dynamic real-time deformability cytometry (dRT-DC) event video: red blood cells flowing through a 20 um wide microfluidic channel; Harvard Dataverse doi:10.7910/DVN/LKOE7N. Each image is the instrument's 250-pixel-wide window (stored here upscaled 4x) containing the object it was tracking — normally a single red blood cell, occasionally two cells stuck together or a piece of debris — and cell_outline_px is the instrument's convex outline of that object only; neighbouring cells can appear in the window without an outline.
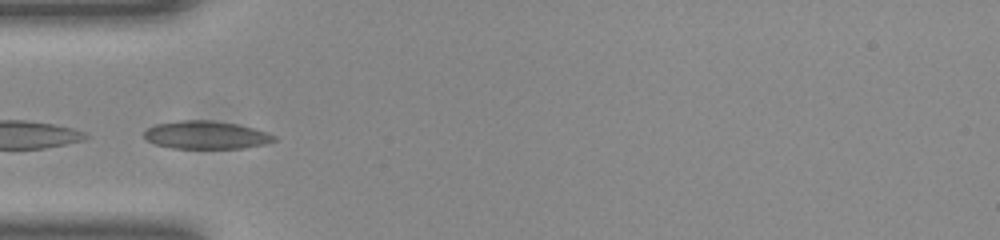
{"species": "common noctule bat (a hibernating species)", "species_latin": "Nyctalus noctula", "temperature_condition": "room temperature", "stored_images_in_passage": 20, "camera_frame_rate_fps": 3000, "um_per_image_px": 0.085, "animal": {"sex": "female", "body_mass_g": 23.0, "forearm_length_mm": 53.4}, "frame": {"image": 1, "passage_image": 1, "time_ms": 0.0, "image_size_px": [1000, 240], "cell_outline_px": [[276, 140], [264, 144], [240, 148], [172, 148], [156, 144], [148, 140], [144, 136], [144, 132], [148, 128], [156, 124], [180, 120], [212, 120], [236, 124], [268, 132], [276, 136]], "centroid_in_image_um": [17.52, 11.47], "position_along_channel_um": 67.5, "area_um2": 20.98}}
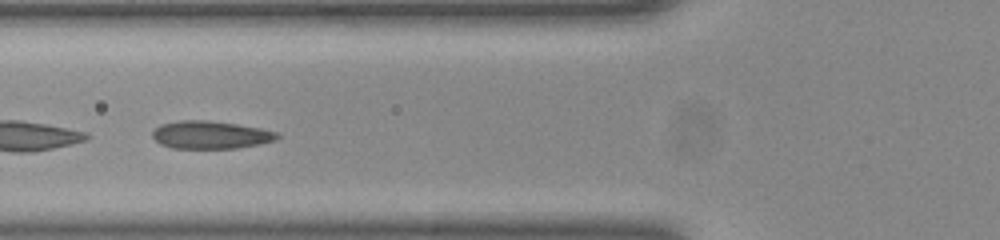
{"frame": {"image": 2, "passage_image": 4, "time_ms": 1.0, "image_size_px": [1000, 240], "cell_outline_px": [[280, 136], [272, 140], [256, 144], [236, 148], [172, 148], [160, 144], [152, 136], [152, 132], [160, 124], [180, 120], [208, 120], [236, 124], [260, 128], [276, 132]], "centroid_in_image_um": [17.83, 11.45], "position_along_channel_um": 108.0, "area_um2": 19.94}}